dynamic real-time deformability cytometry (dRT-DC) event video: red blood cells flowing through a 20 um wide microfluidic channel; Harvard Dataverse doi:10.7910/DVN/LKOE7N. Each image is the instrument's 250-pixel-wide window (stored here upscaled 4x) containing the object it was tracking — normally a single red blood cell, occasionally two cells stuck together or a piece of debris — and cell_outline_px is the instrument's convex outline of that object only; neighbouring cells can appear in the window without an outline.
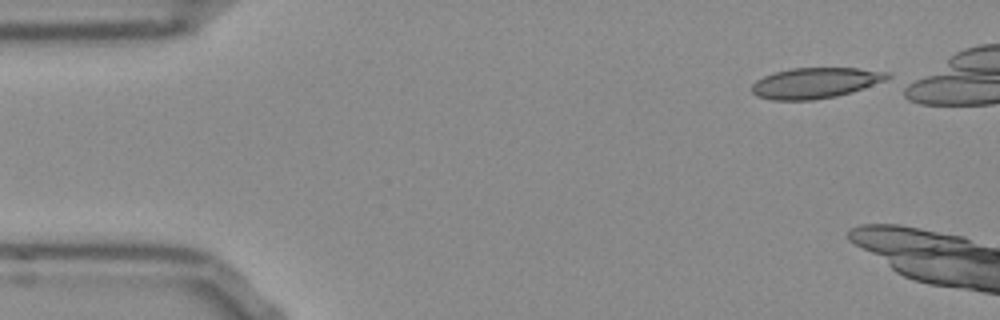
{"species": "Egyptian fruit bat (a non-hibernating species)", "species_latin": "Rousettus aegyptiacus", "temperature_condition": "room temperature", "stored_images_in_passage": 10, "camera_frame_rate_fps": 3000, "um_per_image_px": 0.085, "frame": {"image": 1, "passage_image": 1, "time_ms": 0.0, "image_size_px": [1000, 320], "cell_outline_px": [[892, 76], [884, 80], [852, 92], [836, 96], [812, 100], [772, 100], [756, 96], [752, 92], [752, 84], [756, 80], [764, 76], [776, 72], [792, 68], [856, 68], [888, 72]], "centroid_in_image_um": [69.27, 7.05], "position_along_channel_um": 15.7, "area_um2": 24.04}}